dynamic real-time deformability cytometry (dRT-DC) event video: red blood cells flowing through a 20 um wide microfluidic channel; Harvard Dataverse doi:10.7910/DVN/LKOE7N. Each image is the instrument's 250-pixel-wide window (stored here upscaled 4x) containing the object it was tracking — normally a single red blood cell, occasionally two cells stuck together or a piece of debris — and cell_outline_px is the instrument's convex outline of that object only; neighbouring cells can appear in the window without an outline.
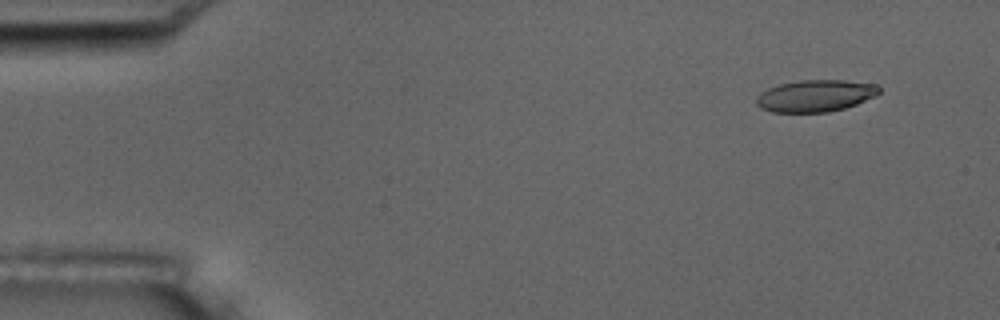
{"species": "common noctule bat (a hibernating species)", "species_latin": "Nyctalus noctula", "temperature_condition": "room temperature", "stored_images_in_passage": 7, "camera_frame_rate_fps": 3000, "um_per_image_px": 0.085, "animal": {"sex": "male", "body_mass_g": 17.5, "forearm_length_mm": 52.3}, "frame": {"image": 1, "passage_image": 1, "time_ms": 0.0, "image_size_px": [1000, 320], "cell_outline_px": [[880, 92], [876, 96], [856, 104], [844, 108], [828, 112], [772, 112], [760, 108], [756, 104], [756, 96], [768, 88], [780, 84], [800, 80], [844, 80], [876, 84], [880, 88]], "centroid_in_image_um": [69.31, 8.14], "position_along_channel_um": 15.7, "area_um2": 22.83}}
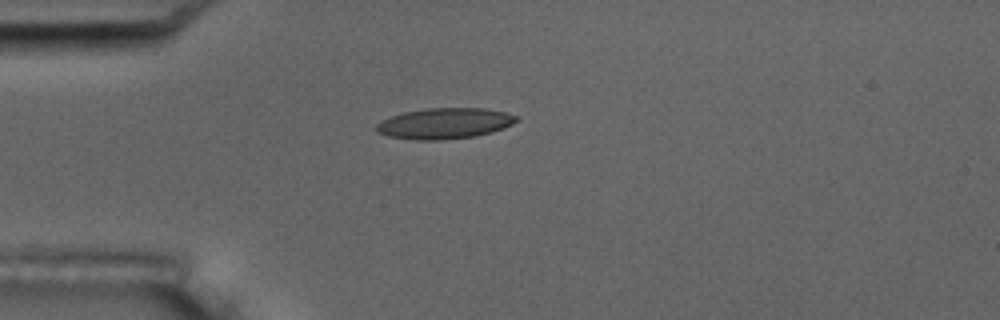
{"frame": {"image": 2, "passage_image": 4, "time_ms": 3.333, "image_size_px": [1000, 320], "cell_outline_px": [[520, 120], [504, 128], [492, 132], [476, 136], [440, 140], [416, 140], [388, 136], [376, 132], [376, 124], [380, 120], [404, 112], [428, 108], [484, 108], [504, 112], [516, 116]], "centroid_in_image_um": [37.78, 10.49], "position_along_channel_um": 47.2, "area_um2": 25.2}}